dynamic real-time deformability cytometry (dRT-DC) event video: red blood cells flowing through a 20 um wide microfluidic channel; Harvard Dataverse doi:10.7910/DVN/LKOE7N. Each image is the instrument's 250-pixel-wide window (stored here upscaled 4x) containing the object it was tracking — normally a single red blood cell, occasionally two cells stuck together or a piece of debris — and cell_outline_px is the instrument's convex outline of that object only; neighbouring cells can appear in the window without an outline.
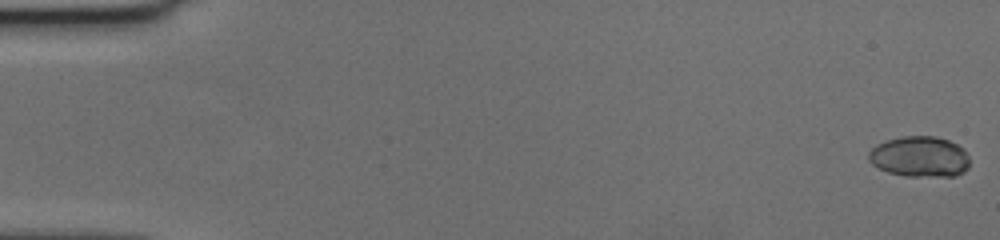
{"species": "human", "species_latin": "Homo sapiens", "temperature_condition": "cold", "stored_images_in_passage": 57, "camera_frame_rate_fps": 3000, "um_per_image_px": 0.085, "donor": {"sex": "female"}, "frame": {"image": 1, "passage_image": 1, "time_ms": 0.0, "image_size_px": [1000, 240], "cell_outline_px": [[968, 168], [964, 172], [956, 176], [904, 176], [888, 172], [872, 164], [868, 160], [868, 152], [876, 144], [884, 140], [900, 136], [936, 136], [948, 140], [964, 148], [968, 156]], "centroid_in_image_um": [78.16, 13.31], "position_along_channel_um": 6.8, "area_um2": 24.22}}
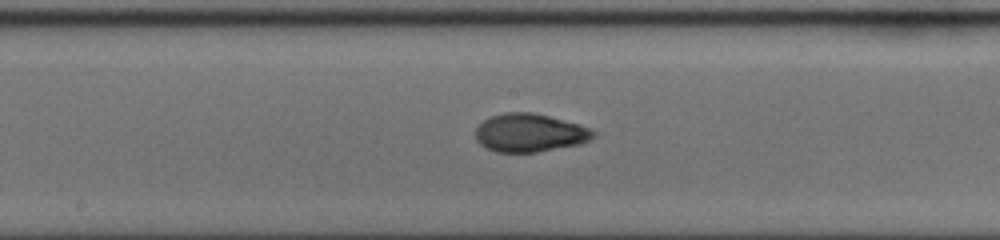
{"frame": {"image": 2, "passage_image": 31, "time_ms": 10.0, "image_size_px": [1000, 240], "cell_outline_px": [[596, 136], [580, 144], [536, 152], [496, 152], [480, 144], [476, 140], [476, 128], [488, 116], [504, 112], [532, 112], [580, 124], [592, 128], [596, 132]], "centroid_in_image_um": [45.04, 11.28], "position_along_channel_um": 203.2, "area_um2": 26.36}}
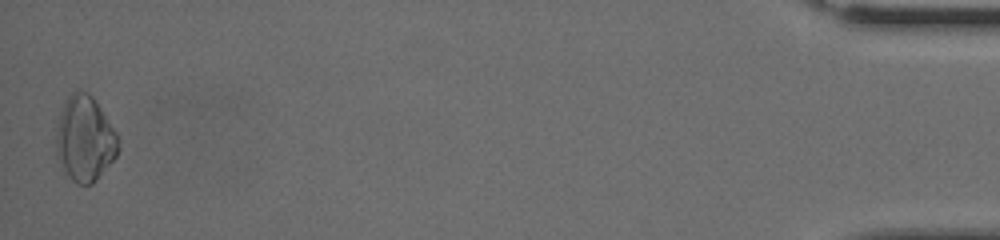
{"frame": {"image": 3, "passage_image": 57, "time_ms": 18.667, "image_size_px": [1000, 240], "cell_outline_px": [[120, 148], [116, 156], [96, 180], [92, 184], [76, 184], [68, 176], [60, 164], [56, 156], [56, 136], [60, 112], [68, 96], [76, 88], [80, 88], [88, 92], [92, 96], [116, 132], [120, 140]], "centroid_in_image_um": [7.21, 11.79], "position_along_channel_um": 428.0, "area_um2": 30.98}, "authors_computed_cell_mechanics": {"area_um2": 25.5476, "velocity_mm_per_s": 3.6526, "shape_relaxation_time_tau1_ms": 5.2213, "shape_relaxation_time_tau2_ms": null, "deformation_change_tau1": 0.2015, "deformation_change_tau2": null}}